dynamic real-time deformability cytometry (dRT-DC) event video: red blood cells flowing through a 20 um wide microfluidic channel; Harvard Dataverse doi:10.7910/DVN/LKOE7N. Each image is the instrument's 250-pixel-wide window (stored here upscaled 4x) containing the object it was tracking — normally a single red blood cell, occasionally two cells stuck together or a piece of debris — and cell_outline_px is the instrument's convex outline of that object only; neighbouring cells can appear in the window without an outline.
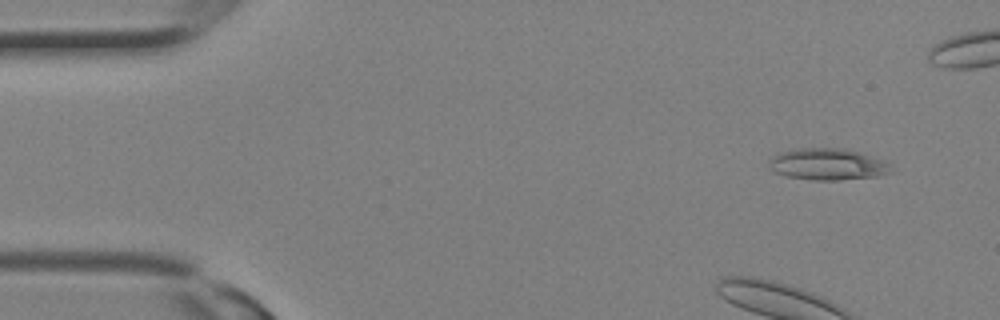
{"species": "Egyptian fruit bat (a non-hibernating species)", "species_latin": "Rousettus aegyptiacus", "temperature_condition": "room temperature", "stored_images_in_passage": 11, "camera_frame_rate_fps": 3000, "um_per_image_px": 0.085, "animal": {"sex": "female"}, "frame": {"image": 1, "passage_image": 1, "time_ms": 0.0, "image_size_px": [1000, 320], "cell_outline_px": [[892, 172], [880, 176], [840, 180], [812, 180], [788, 176], [776, 172], [768, 168], [768, 164], [772, 156], [780, 152], [800, 148], [844, 148], [860, 152], [884, 160], [892, 164]], "centroid_in_image_um": [70.39, 13.96], "position_along_channel_um": 14.6, "area_um2": 22.72}}